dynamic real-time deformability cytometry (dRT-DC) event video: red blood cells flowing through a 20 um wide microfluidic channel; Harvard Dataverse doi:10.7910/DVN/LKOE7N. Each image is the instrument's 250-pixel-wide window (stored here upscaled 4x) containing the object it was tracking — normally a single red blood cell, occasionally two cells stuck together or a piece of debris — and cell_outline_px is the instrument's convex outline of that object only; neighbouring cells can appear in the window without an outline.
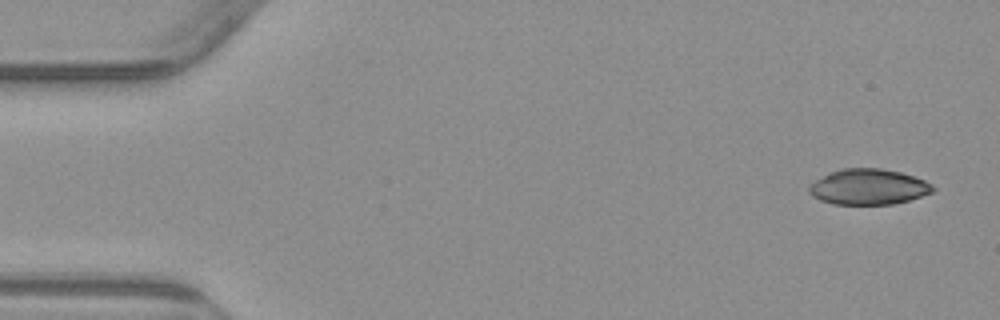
{"species": "common noctule bat (a hibernating species)", "species_latin": "Nyctalus noctula", "temperature_condition": "warm", "stored_images_in_passage": 4, "camera_frame_rate_fps": 3000, "um_per_image_px": 0.085, "animal": {"sex": "male", "body_mass_g": 23.1, "forearm_length_mm": 52.7}, "frame": {"image": 1, "passage_image": 1, "time_ms": 0.0, "image_size_px": [1000, 320], "cell_outline_px": [[936, 188], [932, 192], [908, 200], [892, 204], [832, 204], [820, 200], [812, 196], [808, 192], [808, 184], [828, 172], [840, 168], [880, 168], [900, 172], [924, 180], [932, 184]], "centroid_in_image_um": [73.76, 15.87], "position_along_channel_um": 11.2, "area_um2": 25.84}}